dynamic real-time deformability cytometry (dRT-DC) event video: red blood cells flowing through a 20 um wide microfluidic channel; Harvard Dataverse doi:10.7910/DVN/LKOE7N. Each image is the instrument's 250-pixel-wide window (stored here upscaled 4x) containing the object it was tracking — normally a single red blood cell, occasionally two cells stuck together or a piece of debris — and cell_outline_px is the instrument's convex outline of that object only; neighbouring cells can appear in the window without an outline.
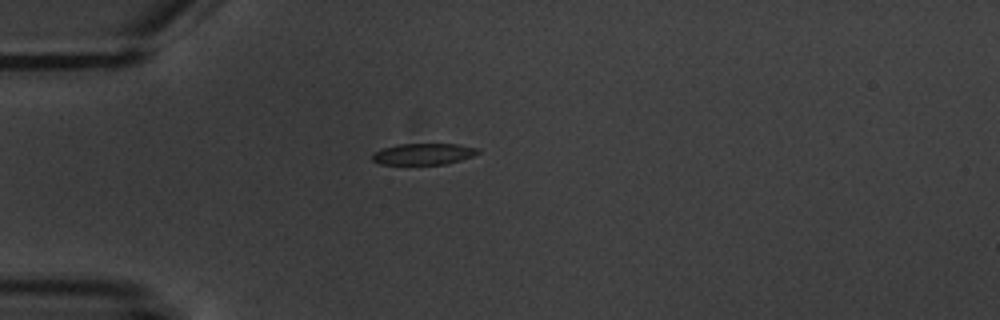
{"species": "common noctule bat (a hibernating species)", "species_latin": "Nyctalus noctula", "temperature_condition": "warm", "stored_images_in_passage": 1, "camera_frame_rate_fps": 3000, "um_per_image_px": 0.085, "animal": {"sex": "male", "body_mass_g": 20.1, "forearm_length_mm": 53.5}, "frame": {"image": 1, "passage_image": 1, "time_ms": 0.0, "image_size_px": [1000, 320], "cell_outline_px": [[480, 152], [472, 156], [460, 160], [444, 164], [380, 164], [372, 160], [372, 156], [376, 152], [384, 148], [396, 144], [456, 144], [476, 148]], "centroid_in_image_um": [35.98, 13.09], "position_along_channel_um": 49.0, "area_um2": 12.89}}